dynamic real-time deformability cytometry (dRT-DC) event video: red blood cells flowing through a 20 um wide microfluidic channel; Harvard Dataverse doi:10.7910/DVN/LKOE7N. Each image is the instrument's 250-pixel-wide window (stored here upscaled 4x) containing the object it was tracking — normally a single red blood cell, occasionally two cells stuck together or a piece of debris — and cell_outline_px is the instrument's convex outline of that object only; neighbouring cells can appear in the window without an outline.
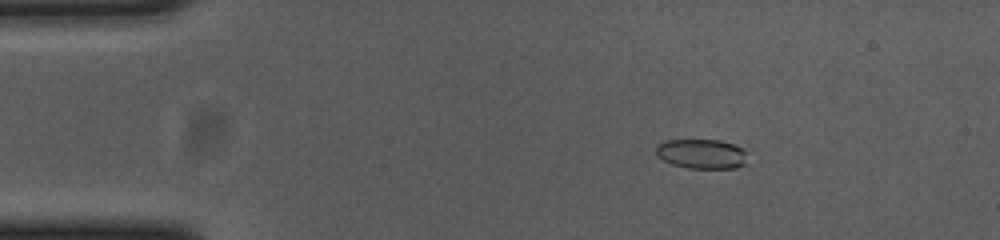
{"species": "common noctule bat (a hibernating species)", "species_latin": "Nyctalus noctula", "temperature_condition": "cold", "stored_images_in_passage": 54, "camera_frame_rate_fps": 3000, "um_per_image_px": 0.085, "animal": {"sex": "female", "body_mass_g": 23.0, "forearm_length_mm": 53.4}, "frame": {"image": 1, "passage_image": 8, "time_ms": 2.333, "image_size_px": [1000, 240], "cell_outline_px": [[744, 164], [736, 168], [688, 168], [672, 164], [656, 156], [656, 144], [664, 140], [720, 140], [732, 144], [740, 148], [744, 152]], "centroid_in_image_um": [59.55, 13.07], "position_along_channel_um": 25.4, "area_um2": 15.61}}
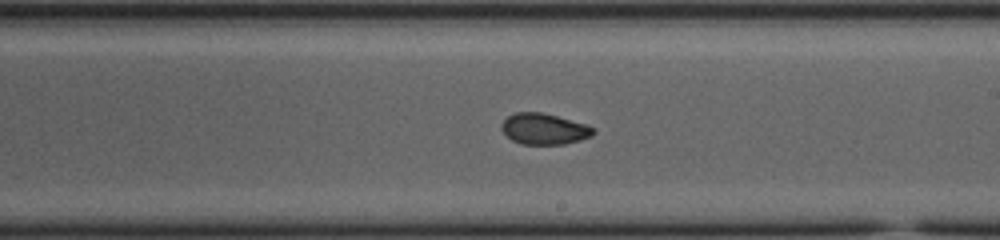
{"frame": {"image": 2, "passage_image": 31, "time_ms": 10.0, "image_size_px": [1000, 240], "cell_outline_px": [[596, 132], [592, 136], [580, 140], [564, 144], [520, 144], [512, 140], [500, 128], [500, 124], [508, 116], [516, 112], [540, 112], [588, 124], [596, 128]], "centroid_in_image_um": [46.28, 10.96], "position_along_channel_um": 242.7, "area_um2": 16.7}}
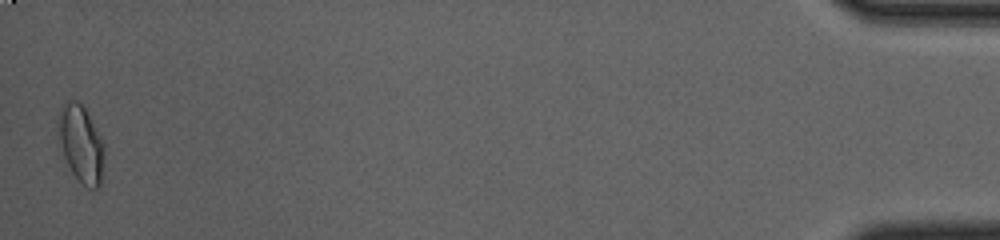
{"frame": {"image": 3, "passage_image": 54, "time_ms": 17.667, "image_size_px": [1000, 240], "cell_outline_px": [[104, 156], [100, 184], [96, 188], [88, 188], [72, 172], [64, 156], [56, 124], [68, 100], [76, 100], [84, 108], [100, 136], [104, 144]], "centroid_in_image_um": [6.9, 12.25], "position_along_channel_um": 428.3, "area_um2": 19.88}, "authors_computed_cell_mechanics": {"area_um2": 17.0799, "velocity_mm_per_s": 3.6849, "shape_relaxation_time_tau1_ms": 6.6062, "shape_relaxation_time_tau2_ms": 1.7105, "deformation_change_tau1": 0.1768, "deformation_change_tau2": 0.0562}}